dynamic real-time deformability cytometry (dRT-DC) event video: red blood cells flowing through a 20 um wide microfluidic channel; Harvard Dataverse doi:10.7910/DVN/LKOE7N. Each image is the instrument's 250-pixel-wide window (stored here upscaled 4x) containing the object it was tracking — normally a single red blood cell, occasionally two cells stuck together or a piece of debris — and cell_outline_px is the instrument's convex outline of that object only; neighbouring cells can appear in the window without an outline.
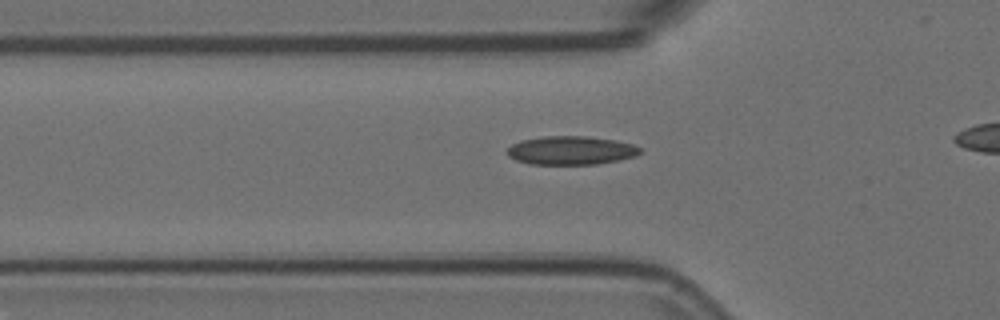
{"species": "Egyptian fruit bat (a non-hibernating species)", "species_latin": "Rousettus aegyptiacus", "temperature_condition": "room temperature", "stored_images_in_passage": 40, "camera_frame_rate_fps": 3000, "um_per_image_px": 0.085, "animal": {"sex": "female"}, "frame": {"image": 1, "passage_image": 13, "time_ms": 4.0, "image_size_px": [1000, 320], "cell_outline_px": [[640, 152], [636, 156], [620, 160], [596, 164], [532, 164], [516, 160], [508, 156], [504, 152], [512, 144], [520, 140], [540, 136], [588, 136], [616, 140], [632, 144], [640, 148]], "centroid_in_image_um": [48.5, 12.78], "position_along_channel_um": 77.3, "area_um2": 22.31}}
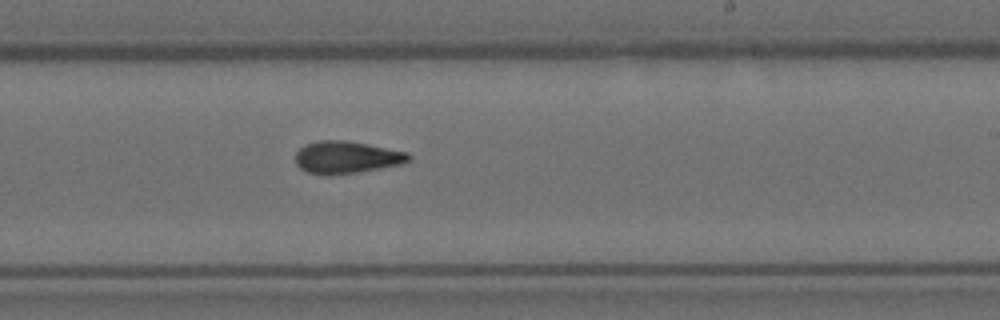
{"frame": {"image": 2, "passage_image": 28, "time_ms": 9.0, "image_size_px": [1000, 320], "cell_outline_px": [[412, 160], [400, 164], [380, 168], [356, 172], [308, 172], [300, 168], [296, 164], [296, 152], [300, 148], [308, 144], [320, 140], [344, 140], [368, 144], [408, 152], [412, 156]], "centroid_in_image_um": [29.52, 13.33], "position_along_channel_um": 259.5, "area_um2": 20.58}}
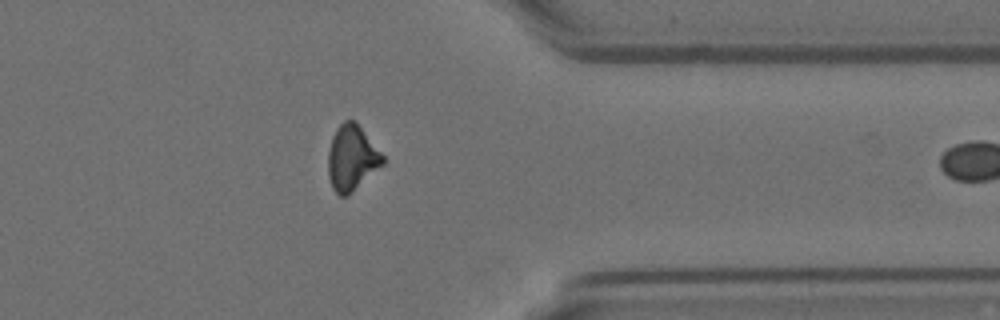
{"frame": {"image": 3, "passage_image": 39, "time_ms": 12.667, "image_size_px": [1000, 320], "cell_outline_px": [[384, 164], [348, 196], [340, 196], [332, 188], [328, 176], [328, 152], [332, 136], [336, 128], [344, 120], [352, 120], [360, 128], [384, 156]], "centroid_in_image_um": [29.88, 13.46], "position_along_channel_um": 381.5, "area_um2": 20.63}}